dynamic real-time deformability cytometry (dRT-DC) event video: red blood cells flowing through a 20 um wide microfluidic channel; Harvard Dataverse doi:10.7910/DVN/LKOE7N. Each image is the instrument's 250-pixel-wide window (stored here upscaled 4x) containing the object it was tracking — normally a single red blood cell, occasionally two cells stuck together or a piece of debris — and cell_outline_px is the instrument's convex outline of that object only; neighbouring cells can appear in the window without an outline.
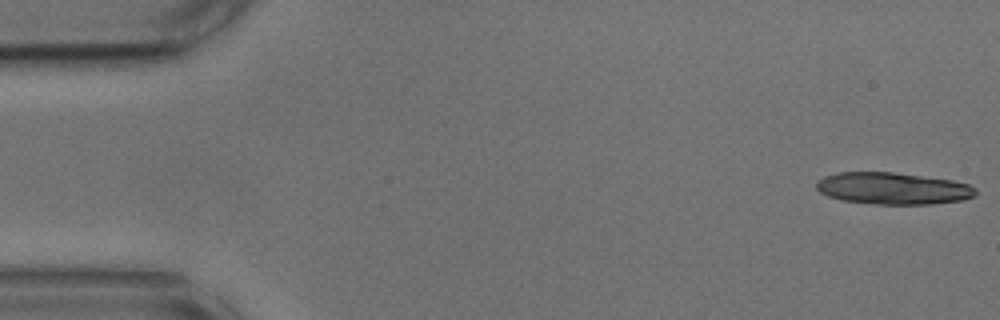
{"species": "common noctule bat (a hibernating species)", "species_latin": "Nyctalus noctula", "temperature_condition": "cold", "stored_images_in_passage": 14, "camera_frame_rate_fps": 3000, "um_per_image_px": 0.085, "animal": {"sex": "male", "body_mass_g": 17.9, "forearm_length_mm": 54.2}, "frame": {"image": 1, "passage_image": 1, "time_ms": 0.0, "image_size_px": [1000, 320], "cell_outline_px": [[976, 196], [964, 200], [928, 204], [876, 204], [840, 200], [828, 196], [820, 192], [816, 188], [816, 180], [824, 176], [836, 172], [892, 172], [952, 180], [968, 184], [976, 188]], "centroid_in_image_um": [75.88, 16.01], "position_along_channel_um": 9.1, "area_um2": 29.71}}